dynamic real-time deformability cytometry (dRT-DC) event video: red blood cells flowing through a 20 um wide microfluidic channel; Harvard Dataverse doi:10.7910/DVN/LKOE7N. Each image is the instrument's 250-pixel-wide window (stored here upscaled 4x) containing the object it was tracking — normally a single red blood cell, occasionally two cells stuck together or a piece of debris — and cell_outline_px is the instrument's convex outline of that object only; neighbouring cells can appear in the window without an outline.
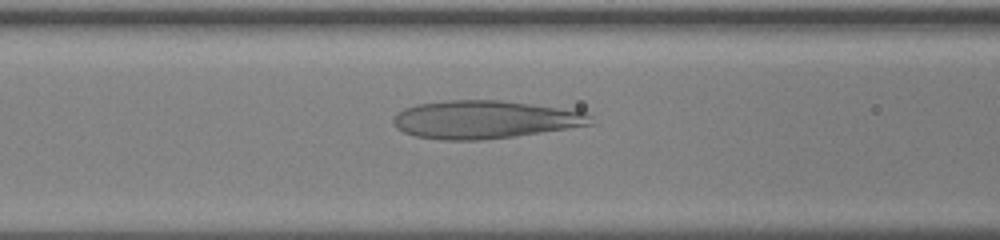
{"species": "human", "species_latin": "Homo sapiens", "temperature_condition": "warm", "stored_images_in_passage": 51, "camera_frame_rate_fps": 3000, "um_per_image_px": 0.085, "donor": {"sex": "male"}, "frame": {"image": 1, "passage_image": 21, "time_ms": 6.667, "image_size_px": [1000, 240], "cell_outline_px": [[596, 124], [516, 136], [480, 140], [440, 140], [416, 136], [404, 132], [396, 128], [392, 120], [396, 112], [404, 108], [416, 104], [448, 100], [500, 100], [532, 104], [584, 112], [592, 116]], "centroid_in_image_um": [41.18, 10.16], "position_along_channel_um": 125.4, "area_um2": 43.87}}
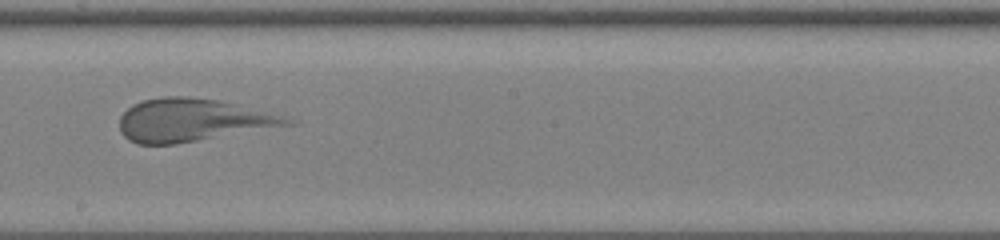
{"frame": {"image": 2, "passage_image": 29, "time_ms": 9.333, "image_size_px": [1000, 240], "cell_outline_px": [[300, 120], [296, 124], [176, 144], [136, 144], [128, 140], [120, 132], [120, 116], [132, 104], [144, 100], [160, 96], [188, 96], [220, 100], [288, 116]], "centroid_in_image_um": [16.41, 10.2], "position_along_channel_um": 231.8, "area_um2": 42.31}}
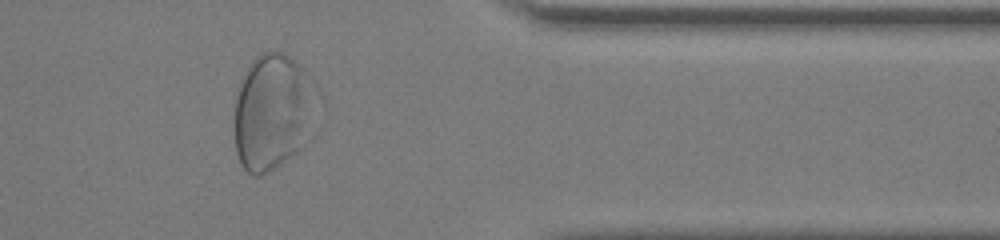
{"frame": {"image": 3, "passage_image": 42, "time_ms": 13.667, "image_size_px": [1000, 240], "cell_outline_px": [[324, 100], [304, 144], [296, 152], [276, 168], [260, 176], [252, 176], [240, 164], [236, 152], [232, 120], [236, 96], [244, 76], [252, 60], [260, 52], [284, 52], [300, 64], [304, 68], [320, 88]], "centroid_in_image_um": [23.25, 9.5], "position_along_channel_um": 388.1, "area_um2": 57.97}}